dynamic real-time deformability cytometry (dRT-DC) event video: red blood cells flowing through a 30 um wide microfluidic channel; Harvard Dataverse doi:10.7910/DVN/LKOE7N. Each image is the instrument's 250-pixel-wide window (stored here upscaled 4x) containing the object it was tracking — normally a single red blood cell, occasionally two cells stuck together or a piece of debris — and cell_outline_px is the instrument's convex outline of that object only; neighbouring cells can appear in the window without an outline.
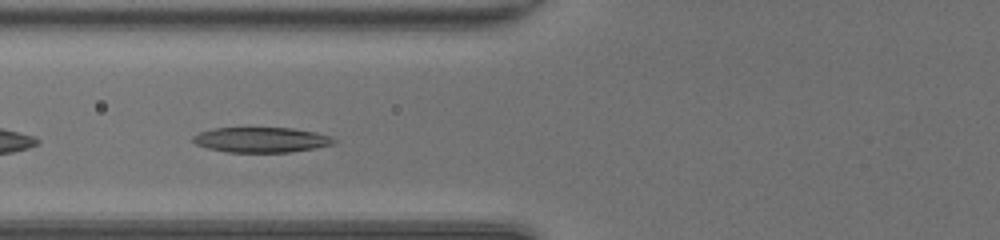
{"species": "common noctule bat (a hibernating species)", "species_latin": "Nyctalus noctula", "temperature_condition": "room temperature", "stored_images_in_passage": 37, "camera_frame_rate_fps": 3000, "um_per_image_px": 0.085, "animal": {"sex": "female", "body_mass_g": 20.0, "forearm_length_mm": 54.0}, "frame": {"image": 1, "passage_image": 13, "time_ms": 4.0, "image_size_px": [1000, 240], "cell_outline_px": [[336, 144], [316, 148], [288, 152], [224, 152], [208, 148], [196, 144], [192, 140], [192, 136], [200, 132], [216, 128], [292, 128], [316, 132], [332, 136], [336, 140]], "centroid_in_image_um": [22.24, 11.88], "position_along_channel_um": 103.6, "area_um2": 20.75}}
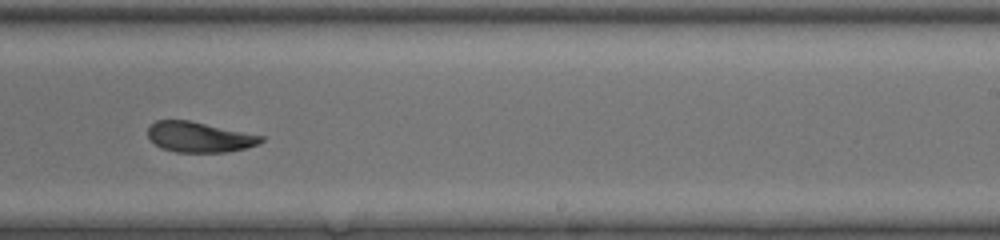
{"frame": {"image": 2, "passage_image": 25, "time_ms": 8.0, "image_size_px": [1000, 240], "cell_outline_px": [[264, 140], [256, 144], [244, 148], [228, 152], [176, 152], [160, 148], [148, 136], [148, 128], [156, 120], [188, 120], [264, 136]], "centroid_in_image_um": [16.92, 11.65], "position_along_channel_um": 272.1, "area_um2": 19.77}}
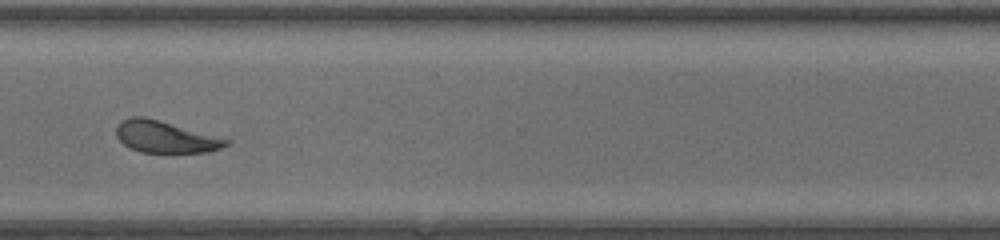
{"frame": {"image": 3, "passage_image": 31, "time_ms": 10.0, "image_size_px": [1000, 240], "cell_outline_px": [[232, 140], [228, 144], [220, 148], [208, 152], [140, 152], [124, 144], [116, 136], [116, 124], [120, 120], [132, 116], [144, 116]], "centroid_in_image_um": [14.02, 11.62], "position_along_channel_um": 356.6, "area_um2": 20.23}, "authors_computed_cell_mechanics": {"area_um2": 20.9814, "velocity_mm_per_s": 4.2093, "shape_relaxation_time_tau1_ms": 2.6851, "shape_relaxation_time_tau2_ms": 2.6156, "deformation_change_tau1": 0.1496, "deformation_change_tau2": 0.1085}}